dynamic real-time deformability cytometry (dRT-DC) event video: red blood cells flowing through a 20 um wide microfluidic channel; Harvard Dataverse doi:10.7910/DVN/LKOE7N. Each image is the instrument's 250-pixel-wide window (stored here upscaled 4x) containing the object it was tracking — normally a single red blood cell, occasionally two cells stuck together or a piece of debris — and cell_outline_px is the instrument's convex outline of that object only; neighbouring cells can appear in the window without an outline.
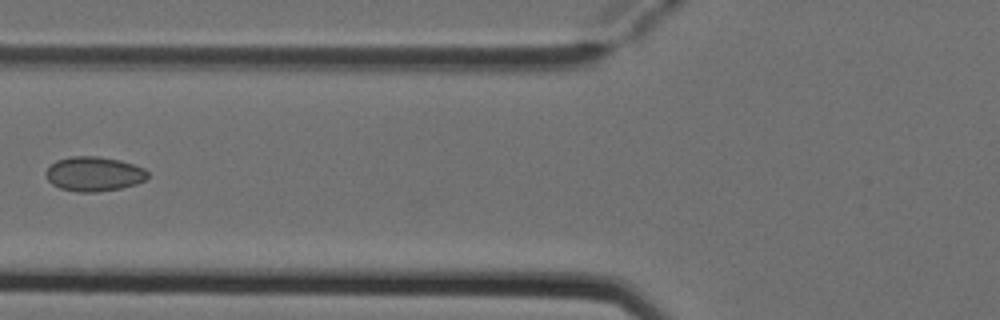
{"species": "Egyptian fruit bat (a non-hibernating species)", "species_latin": "Rousettus aegyptiacus", "temperature_condition": "cold", "stored_images_in_passage": 4, "camera_frame_rate_fps": 3000, "um_per_image_px": 0.085, "animal": {"sex": "female"}, "frame": {"image": 1, "passage_image": 3, "time_ms": 0.667, "image_size_px": [1000, 320], "cell_outline_px": [[148, 176], [144, 180], [136, 184], [120, 188], [96, 192], [76, 192], [60, 188], [52, 184], [48, 180], [44, 172], [56, 160], [72, 156], [100, 156], [120, 160], [144, 168], [148, 172]], "centroid_in_image_um": [7.97, 14.78], "position_along_channel_um": 117.8, "area_um2": 20.52}}
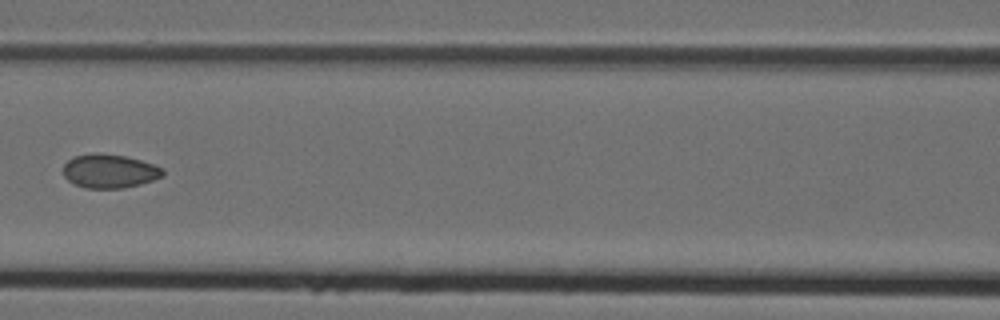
{"frame": {"image": 2, "passage_image": 4, "time_ms": 1.0, "image_size_px": [1000, 320], "cell_outline_px": [[164, 176], [140, 184], [124, 188], [84, 188], [68, 180], [64, 176], [64, 164], [72, 156], [92, 152], [100, 152], [124, 156], [140, 160], [164, 168]], "centroid_in_image_um": [9.3, 14.53], "position_along_channel_um": 157.3, "area_um2": 19.77}}